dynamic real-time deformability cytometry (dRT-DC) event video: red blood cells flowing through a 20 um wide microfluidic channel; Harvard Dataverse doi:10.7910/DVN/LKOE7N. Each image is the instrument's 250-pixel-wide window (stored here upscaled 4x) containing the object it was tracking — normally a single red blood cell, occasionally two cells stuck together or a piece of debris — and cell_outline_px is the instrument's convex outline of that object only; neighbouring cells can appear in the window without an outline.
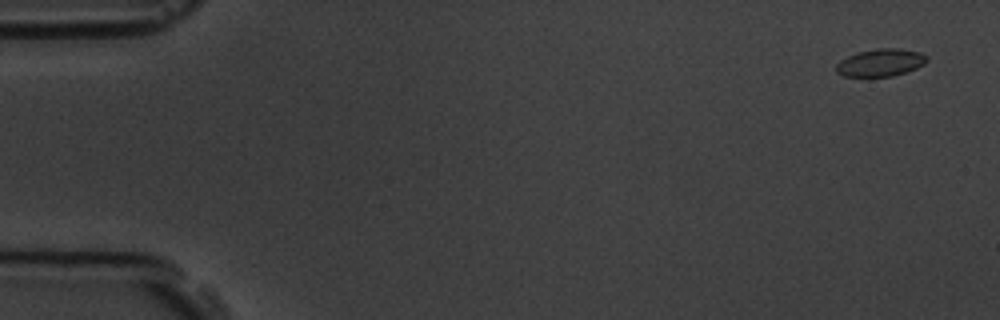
{"species": "common noctule bat (a hibernating species)", "species_latin": "Nyctalus noctula", "temperature_condition": "room temperature", "stored_images_in_passage": 5, "camera_frame_rate_fps": 3000, "um_per_image_px": 0.085, "animal": {"sex": "male", "body_mass_g": 19.5, "forearm_length_mm": 54.6}, "frame": {"image": 1, "passage_image": 1, "time_ms": 0.0, "image_size_px": [1000, 320], "cell_outline_px": [[928, 60], [924, 64], [916, 68], [892, 76], [844, 76], [836, 72], [836, 64], [840, 60], [848, 56], [860, 52], [876, 48], [900, 48], [920, 52], [928, 56]], "centroid_in_image_um": [74.86, 5.31], "position_along_channel_um": 10.1, "area_um2": 14.45}}
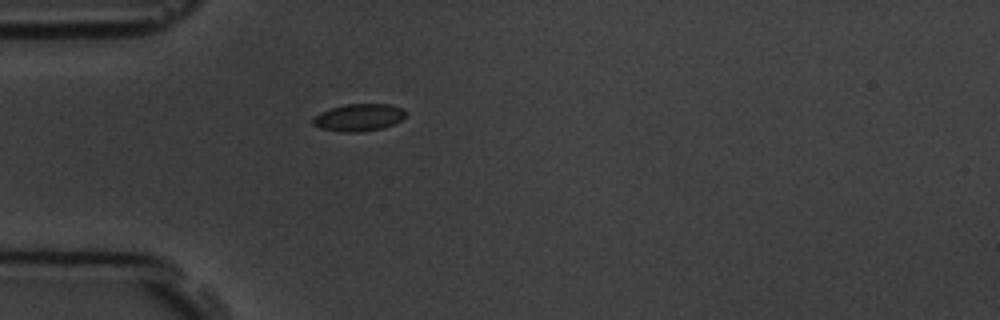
{"frame": {"image": 2, "passage_image": 5, "time_ms": 4.667, "image_size_px": [1000, 320], "cell_outline_px": [[404, 116], [400, 120], [384, 128], [360, 132], [340, 132], [320, 128], [312, 124], [312, 120], [320, 112], [344, 104], [392, 104], [400, 108], [404, 112]], "centroid_in_image_um": [30.46, 9.99], "position_along_channel_um": 54.5, "area_um2": 14.62}}